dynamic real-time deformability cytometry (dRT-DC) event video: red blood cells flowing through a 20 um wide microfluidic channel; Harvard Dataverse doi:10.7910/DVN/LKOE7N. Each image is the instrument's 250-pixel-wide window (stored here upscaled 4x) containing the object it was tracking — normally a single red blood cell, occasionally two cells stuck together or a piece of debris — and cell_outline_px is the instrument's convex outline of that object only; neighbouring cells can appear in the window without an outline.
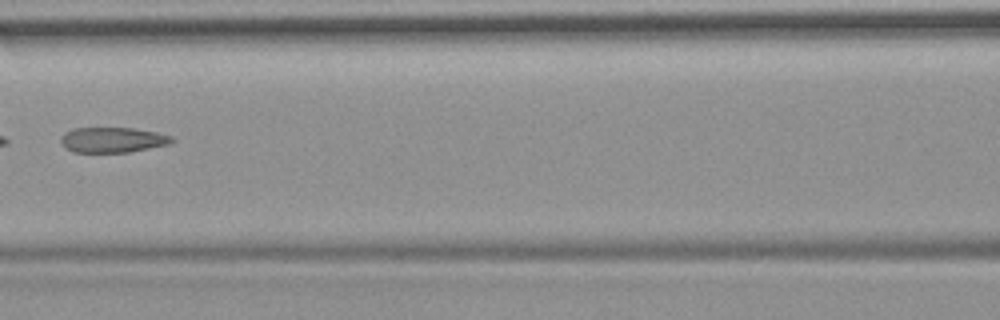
{"species": "common noctule bat (a hibernating species)", "species_latin": "Nyctalus noctula", "temperature_condition": "room temperature", "stored_images_in_passage": 7, "camera_frame_rate_fps": 3000, "um_per_image_px": 0.085, "animal": {"sex": "female", "body_mass_g": 19.9}, "frame": {"image": 1, "passage_image": 4, "time_ms": 3.667, "image_size_px": [1000, 320], "cell_outline_px": [[176, 140], [168, 144], [128, 152], [72, 152], [64, 148], [60, 140], [60, 136], [64, 132], [72, 128], [132, 128], [156, 132], [172, 136]], "centroid_in_image_um": [9.52, 11.88], "position_along_channel_um": 157.1, "area_um2": 16.42}}
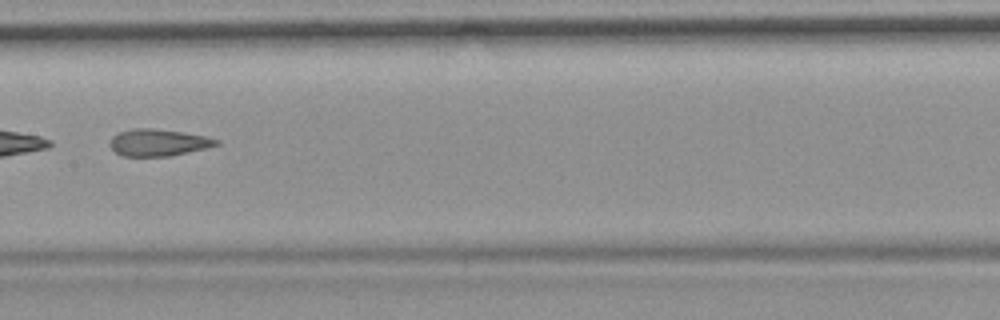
{"frame": {"image": 2, "passage_image": 5, "time_ms": 4.667, "image_size_px": [1000, 320], "cell_outline_px": [[220, 144], [208, 148], [168, 156], [120, 156], [108, 144], [112, 136], [120, 132], [136, 128], [152, 128], [180, 132], [204, 136], [220, 140]], "centroid_in_image_um": [13.44, 12.12], "position_along_channel_um": 194.0, "area_um2": 16.59}}